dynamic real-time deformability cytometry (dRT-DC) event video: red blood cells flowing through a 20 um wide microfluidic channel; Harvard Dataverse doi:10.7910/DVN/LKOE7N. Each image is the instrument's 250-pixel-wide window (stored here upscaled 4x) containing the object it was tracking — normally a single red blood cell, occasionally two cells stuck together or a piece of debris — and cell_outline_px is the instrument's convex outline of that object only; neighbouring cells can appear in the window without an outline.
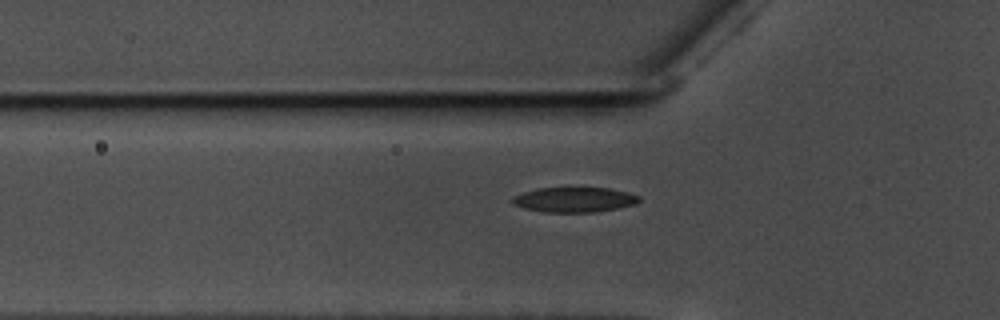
{"species": "common noctule bat (a hibernating species)", "species_latin": "Nyctalus noctula", "temperature_condition": "warm", "stored_images_in_passage": 43, "camera_frame_rate_fps": 3000, "um_per_image_px": 0.085, "animal": {"sex": "male", "body_mass_g": 17.5, "forearm_length_mm": 52.3}, "frame": {"image": 1, "passage_image": 10, "time_ms": 3.0, "image_size_px": [1000, 320], "cell_outline_px": [[640, 200], [636, 204], [596, 212], [544, 212], [524, 208], [512, 204], [512, 196], [536, 188], [612, 188], [628, 192], [640, 196]], "centroid_in_image_um": [48.82, 16.97], "position_along_channel_um": 77.0, "area_um2": 18.5}}
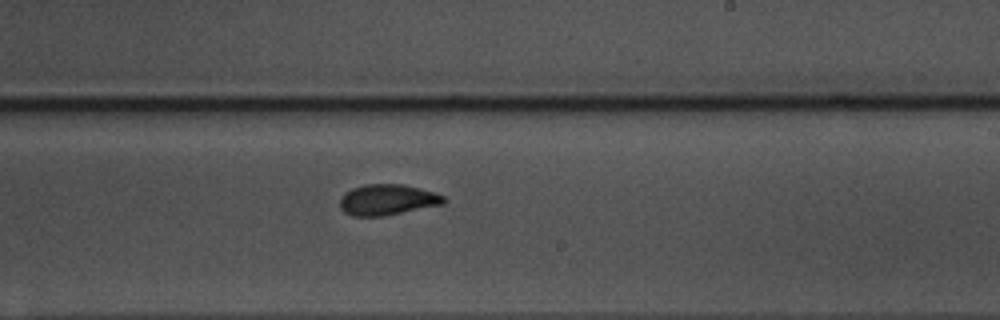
{"frame": {"image": 2, "passage_image": 25, "time_ms": 8.0, "image_size_px": [1000, 320], "cell_outline_px": [[448, 200], [444, 204], [384, 216], [352, 216], [344, 212], [340, 208], [340, 196], [344, 192], [352, 188], [364, 184], [400, 184], [420, 188], [444, 196]], "centroid_in_image_um": [32.91, 16.98], "position_along_channel_um": 256.1, "area_um2": 18.79}}
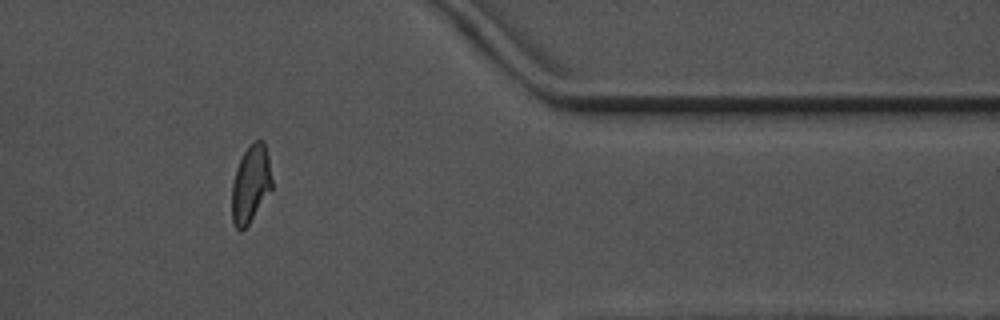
{"frame": {"image": 3, "passage_image": 38, "time_ms": 12.333, "image_size_px": [1000, 320], "cell_outline_px": [[272, 188], [248, 224], [240, 232], [236, 228], [232, 220], [232, 184], [236, 168], [244, 152], [256, 140], [264, 140], [268, 156], [272, 180]], "centroid_in_image_um": [21.3, 15.64], "position_along_channel_um": 390.1, "area_um2": 17.8}}